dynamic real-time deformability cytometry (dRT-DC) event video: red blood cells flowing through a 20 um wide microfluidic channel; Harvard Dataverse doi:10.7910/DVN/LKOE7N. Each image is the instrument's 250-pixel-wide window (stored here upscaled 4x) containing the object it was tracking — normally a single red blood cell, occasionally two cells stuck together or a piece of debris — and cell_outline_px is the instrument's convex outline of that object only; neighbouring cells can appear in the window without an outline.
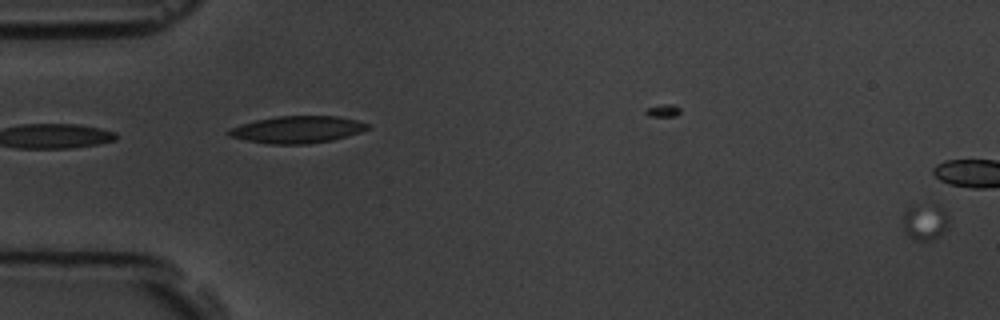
{"species": "common noctule bat (a hibernating species)", "species_latin": "Nyctalus noctula", "temperature_condition": "room temperature", "stored_images_in_passage": 4, "camera_frame_rate_fps": 3000, "um_per_image_px": 0.085, "animal": {"sex": "male", "body_mass_g": 19.5, "forearm_length_mm": 54.6}, "frame": {"image": 1, "passage_image": 1, "time_ms": 0.0, "image_size_px": [1000, 320], "cell_outline_px": [[948, 228], [944, 232], [932, 240], [916, 240], [908, 236], [904, 232], [904, 212], [912, 204], [932, 200], [940, 204], [948, 212]], "centroid_in_image_um": [78.67, 18.75], "position_along_channel_um": 6.3, "area_um2": 10.46}}